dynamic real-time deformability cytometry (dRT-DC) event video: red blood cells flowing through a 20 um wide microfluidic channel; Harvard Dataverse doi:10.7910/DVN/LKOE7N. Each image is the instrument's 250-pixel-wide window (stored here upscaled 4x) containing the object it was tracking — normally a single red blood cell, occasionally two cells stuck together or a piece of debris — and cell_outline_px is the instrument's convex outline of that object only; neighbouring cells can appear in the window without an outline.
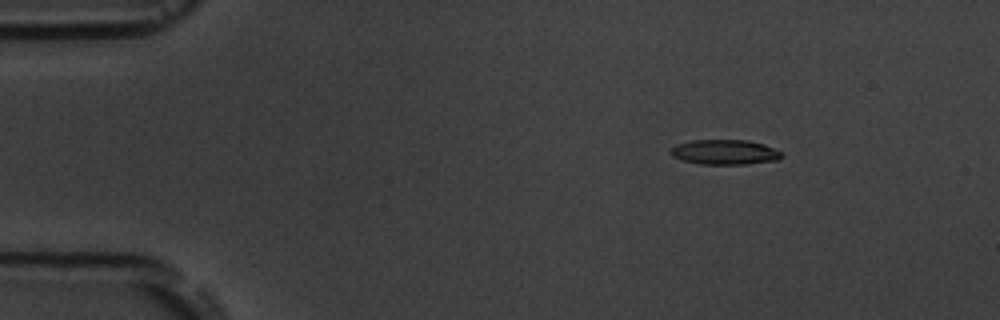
{"species": "common noctule bat (a hibernating species)", "species_latin": "Nyctalus noctula", "temperature_condition": "room temperature", "stored_images_in_passage": 6, "segment_of_instrument_passage": [2, 2], "camera_frame_rate_fps": 3000, "um_per_image_px": 0.085, "animal": {"sex": "male", "body_mass_g": 19.5, "forearm_length_mm": 54.6}, "frame": {"image": 1, "passage_image": 6, "time_ms": 6.667, "image_size_px": [1000, 320], "cell_outline_px": [[784, 156], [776, 160], [748, 164], [700, 164], [684, 160], [672, 156], [668, 152], [672, 148], [680, 144], [692, 140], [748, 140], [764, 144], [780, 152]], "centroid_in_image_um": [61.61, 12.93], "position_along_channel_um": 23.4, "area_um2": 15.95}}